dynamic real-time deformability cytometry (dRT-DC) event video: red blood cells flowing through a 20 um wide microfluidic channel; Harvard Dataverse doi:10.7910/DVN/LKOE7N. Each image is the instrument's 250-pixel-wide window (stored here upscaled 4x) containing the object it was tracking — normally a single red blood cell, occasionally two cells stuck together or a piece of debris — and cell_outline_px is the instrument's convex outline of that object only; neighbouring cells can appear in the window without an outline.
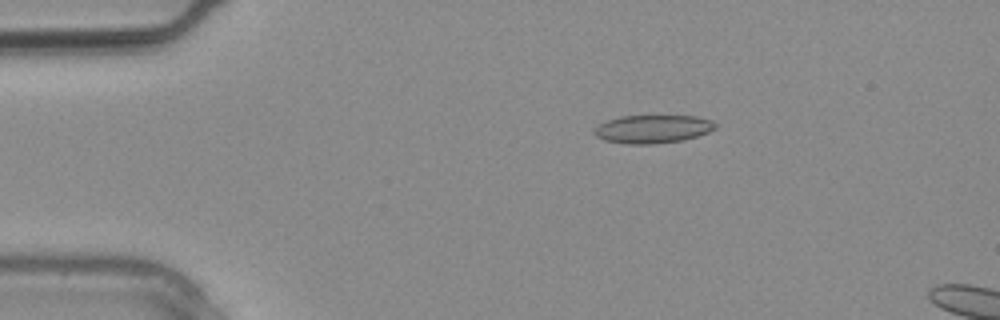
{"species": "common noctule bat (a hibernating species)", "species_latin": "Nyctalus noctula", "temperature_condition": "warm", "stored_images_in_passage": 3, "camera_frame_rate_fps": 3000, "um_per_image_px": 0.085, "animal": {"sex": "male", "body_mass_g": 20.4}, "frame": {"image": 1, "passage_image": 2, "time_ms": 0.333, "image_size_px": [1000, 320], "cell_outline_px": [[716, 128], [708, 132], [684, 140], [652, 144], [624, 144], [604, 140], [596, 136], [592, 132], [600, 124], [608, 120], [620, 116], [696, 116], [712, 120], [716, 124]], "centroid_in_image_um": [55.48, 10.97], "position_along_channel_um": 29.5, "area_um2": 19.88}}